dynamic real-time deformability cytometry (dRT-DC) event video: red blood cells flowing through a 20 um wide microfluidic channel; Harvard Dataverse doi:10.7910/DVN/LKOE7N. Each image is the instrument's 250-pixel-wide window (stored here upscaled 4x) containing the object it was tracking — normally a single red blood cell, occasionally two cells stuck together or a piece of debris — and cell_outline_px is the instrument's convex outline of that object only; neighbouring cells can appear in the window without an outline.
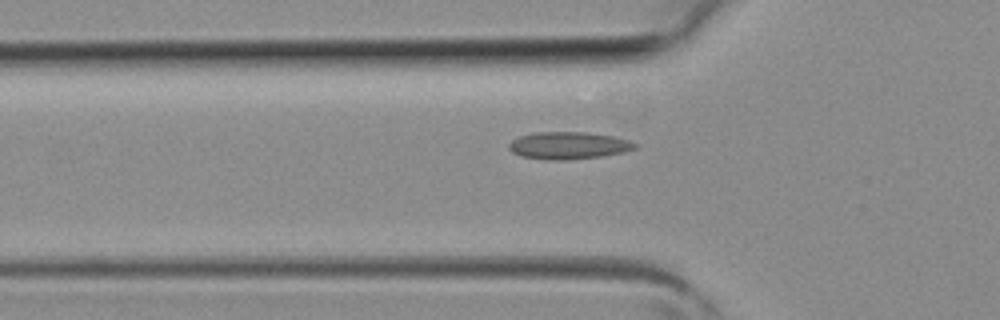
{"species": "common noctule bat (a hibernating species)", "species_latin": "Nyctalus noctula", "temperature_condition": "room temperature", "stored_images_in_passage": 2, "camera_frame_rate_fps": 3000, "um_per_image_px": 0.085, "animal": {"sex": "female", "body_mass_g": 19.3, "forearm_length_mm": 54.1}, "frame": {"image": 1, "passage_image": 2, "time_ms": 0.333, "image_size_px": [1000, 320], "cell_outline_px": [[640, 144], [636, 148], [624, 152], [600, 156], [568, 160], [544, 160], [524, 156], [512, 152], [508, 148], [508, 144], [512, 140], [520, 136], [536, 132], [584, 132], [612, 136], [628, 140]], "centroid_in_image_um": [48.33, 12.37], "position_along_channel_um": 77.5, "area_um2": 20.0}}